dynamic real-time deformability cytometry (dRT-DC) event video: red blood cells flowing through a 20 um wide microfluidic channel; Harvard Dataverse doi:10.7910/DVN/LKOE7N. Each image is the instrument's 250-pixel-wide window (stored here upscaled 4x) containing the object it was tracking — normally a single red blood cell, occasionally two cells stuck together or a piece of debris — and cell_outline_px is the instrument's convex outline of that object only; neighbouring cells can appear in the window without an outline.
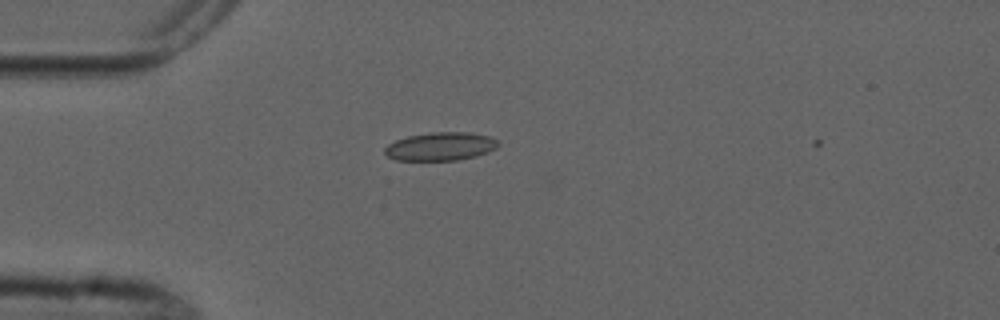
{"species": "common noctule bat (a hibernating species)", "species_latin": "Nyctalus noctula", "temperature_condition": "cold", "stored_images_in_passage": 8, "camera_frame_rate_fps": 3000, "um_per_image_px": 0.085, "animal": {"sex": "male", "forearm_length_mm": 52.5}, "frame": {"image": 1, "passage_image": 5, "time_ms": 4.667, "image_size_px": [1000, 320], "cell_outline_px": [[500, 144], [496, 148], [488, 152], [476, 156], [456, 160], [396, 160], [388, 156], [384, 152], [384, 148], [388, 144], [396, 140], [408, 136], [432, 132], [472, 132], [492, 136], [500, 140]], "centroid_in_image_um": [37.5, 12.43], "position_along_channel_um": 47.5, "area_um2": 18.9}}
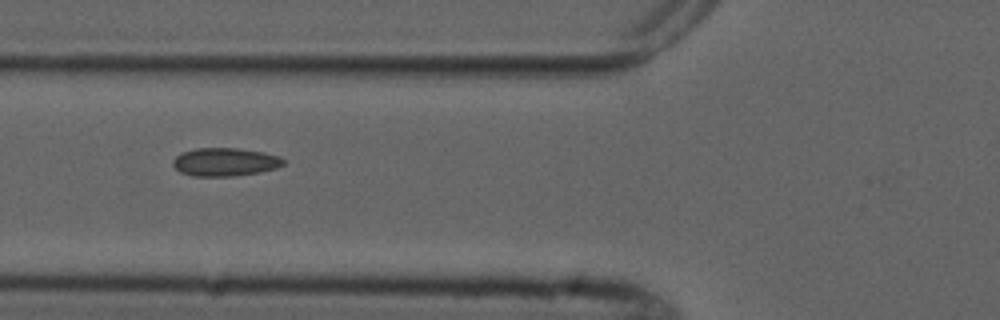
{"frame": {"image": 2, "passage_image": 7, "time_ms": 6.667, "image_size_px": [1000, 320], "cell_outline_px": [[284, 164], [276, 168], [260, 172], [232, 176], [192, 176], [180, 172], [172, 164], [172, 160], [176, 156], [184, 152], [196, 148], [236, 148], [264, 152], [280, 156], [284, 160]], "centroid_in_image_um": [19.13, 13.77], "position_along_channel_um": 106.7, "area_um2": 18.15}}
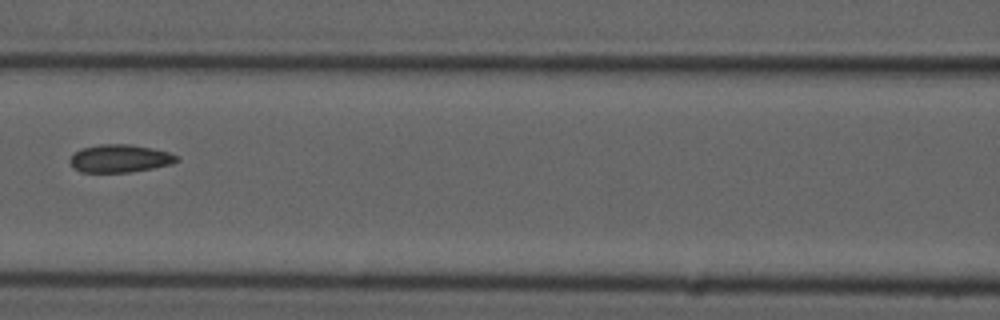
{"frame": {"image": 3, "passage_image": 8, "time_ms": 8.0, "image_size_px": [1000, 320], "cell_outline_px": [[180, 160], [172, 164], [152, 168], [128, 172], [80, 172], [72, 168], [68, 160], [80, 148], [100, 144], [128, 144], [152, 148], [168, 152], [180, 156]], "centroid_in_image_um": [10.18, 13.47], "position_along_channel_um": 156.4, "area_um2": 17.46}}